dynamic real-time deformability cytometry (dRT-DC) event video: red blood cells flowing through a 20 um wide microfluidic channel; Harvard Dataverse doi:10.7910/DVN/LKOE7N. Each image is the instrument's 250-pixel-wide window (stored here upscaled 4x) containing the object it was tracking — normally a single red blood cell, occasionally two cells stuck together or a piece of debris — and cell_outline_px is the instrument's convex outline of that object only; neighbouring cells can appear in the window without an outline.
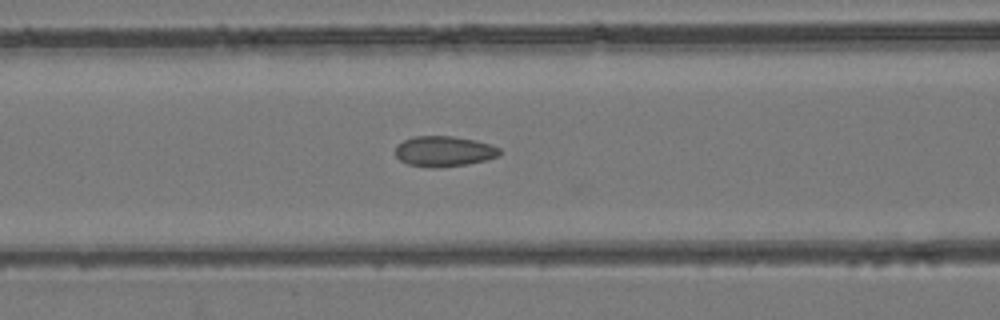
{"species": "common noctule bat (a hibernating species)", "species_latin": "Nyctalus noctula", "temperature_condition": "room temperature", "stored_images_in_passage": 32, "camera_frame_rate_fps": 3000, "um_per_image_px": 0.085, "animal": {"sex": "female", "body_mass_g": 24.6, "forearm_length_mm": 56.2}, "frame": {"image": 1, "passage_image": 9, "time_ms": 2.667, "image_size_px": [1000, 320], "cell_outline_px": [[500, 152], [496, 156], [488, 160], [468, 164], [436, 168], [432, 168], [408, 164], [400, 160], [396, 156], [396, 144], [412, 136], [452, 136], [476, 140], [492, 144], [500, 148]], "centroid_in_image_um": [37.74, 12.86], "position_along_channel_um": 128.9, "area_um2": 18.67}}
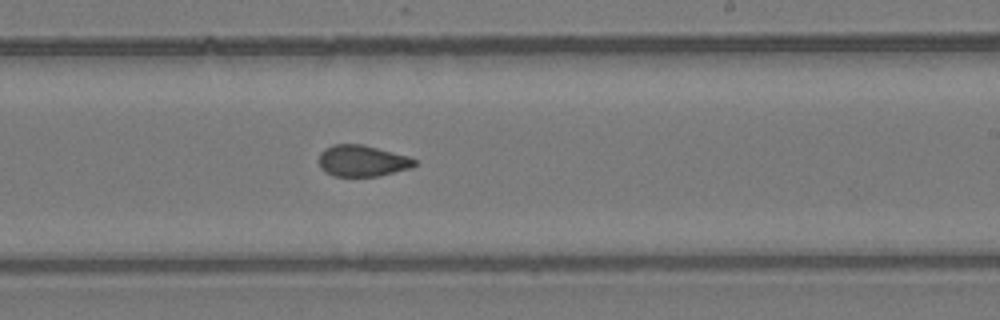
{"frame": {"image": 2, "passage_image": 18, "time_ms": 5.667, "image_size_px": [1000, 320], "cell_outline_px": [[416, 164], [412, 168], [376, 176], [336, 176], [324, 172], [320, 168], [320, 152], [324, 148], [332, 144], [364, 144], [408, 156], [416, 160]], "centroid_in_image_um": [30.78, 13.66], "position_along_channel_um": 258.2, "area_um2": 17.51}}
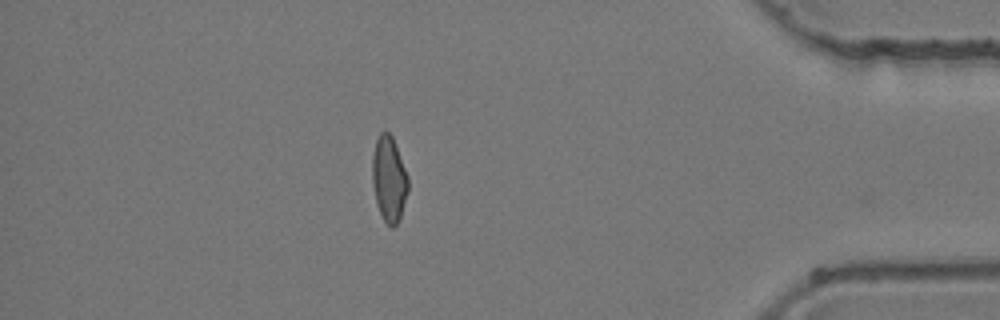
{"frame": {"image": 3, "passage_image": 31, "time_ms": 10.0, "image_size_px": [1000, 320], "cell_outline_px": [[408, 192], [400, 220], [392, 228], [384, 220], [376, 204], [372, 184], [372, 156], [376, 140], [380, 132], [388, 132], [392, 136], [408, 176]], "centroid_in_image_um": [33.06, 15.23], "position_along_channel_um": 402.1, "area_um2": 17.92}}